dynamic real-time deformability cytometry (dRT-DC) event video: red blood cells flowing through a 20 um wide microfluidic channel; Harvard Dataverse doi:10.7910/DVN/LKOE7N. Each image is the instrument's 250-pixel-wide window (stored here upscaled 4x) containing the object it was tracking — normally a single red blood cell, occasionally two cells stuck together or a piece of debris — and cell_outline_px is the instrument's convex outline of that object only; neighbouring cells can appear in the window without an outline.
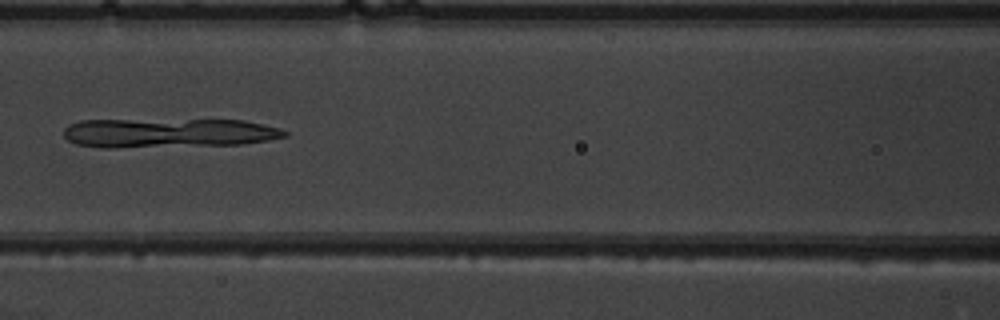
{"species": "common noctule bat (a hibernating species)", "species_latin": "Nyctalus noctula", "temperature_condition": "warm", "stored_images_in_passage": 5, "camera_frame_rate_fps": 3000, "um_per_image_px": 0.085, "animal": {"sex": "male", "body_mass_g": 19.5, "forearm_length_mm": 54.6}, "frame": {"image": 1, "passage_image": 5, "time_ms": 4.667, "image_size_px": [1000, 320], "cell_outline_px": [[288, 136], [268, 140], [240, 144], [116, 148], [100, 148], [76, 144], [68, 140], [64, 136], [64, 128], [68, 124], [80, 120], [244, 120], [280, 128], [288, 132]], "centroid_in_image_um": [14.27, 11.3], "position_along_channel_um": 152.3, "area_um2": 37.92}}